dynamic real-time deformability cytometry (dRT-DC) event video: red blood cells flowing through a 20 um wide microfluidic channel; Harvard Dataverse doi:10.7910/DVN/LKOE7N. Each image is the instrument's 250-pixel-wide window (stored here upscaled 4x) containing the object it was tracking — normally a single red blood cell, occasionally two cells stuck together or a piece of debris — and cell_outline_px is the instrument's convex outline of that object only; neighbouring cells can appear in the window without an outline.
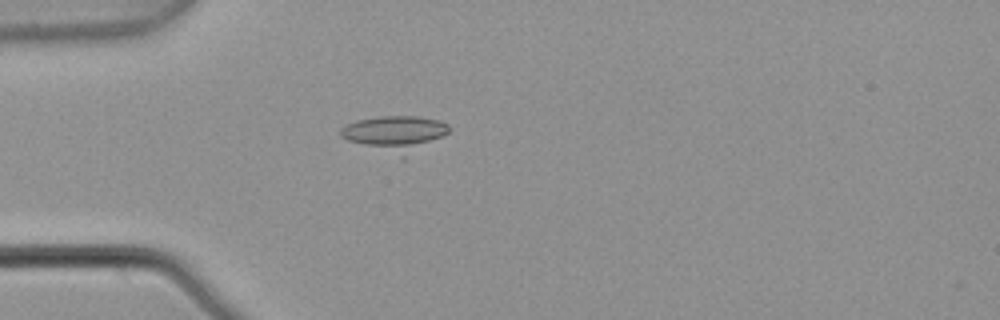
{"species": "common noctule bat (a hibernating species)", "species_latin": "Nyctalus noctula", "temperature_condition": "warm", "stored_images_in_passage": 5, "camera_frame_rate_fps": 3000, "um_per_image_px": 0.085, "animal": {"sex": "male", "body_mass_g": 21.5, "forearm_length_mm": 52.0}, "frame": {"image": 1, "passage_image": 5, "time_ms": 1.333, "image_size_px": [1000, 320], "cell_outline_px": [[452, 128], [448, 132], [404, 160], [400, 160], [348, 140], [340, 136], [340, 128], [356, 120], [380, 116], [416, 116], [436, 120], [448, 124]], "centroid_in_image_um": [33.57, 11.4], "position_along_channel_um": 51.4, "area_um2": 22.89}}